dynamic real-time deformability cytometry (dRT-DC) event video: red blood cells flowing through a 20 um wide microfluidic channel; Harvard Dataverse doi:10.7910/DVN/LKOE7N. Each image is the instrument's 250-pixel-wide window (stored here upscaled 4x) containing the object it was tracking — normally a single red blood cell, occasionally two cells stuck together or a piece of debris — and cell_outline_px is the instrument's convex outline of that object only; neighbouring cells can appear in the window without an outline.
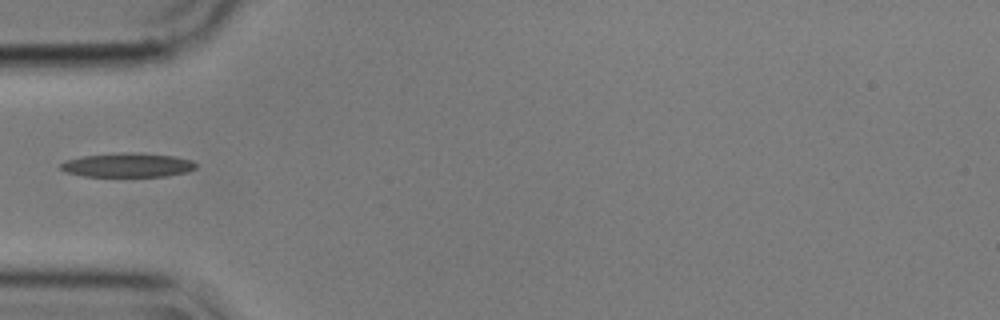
{"species": "common noctule bat (a hibernating species)", "species_latin": "Nyctalus noctula", "temperature_condition": "cold", "stored_images_in_passage": 19, "camera_frame_rate_fps": 3000, "um_per_image_px": 0.085, "animal": {"sex": "male", "body_mass_g": 17.9}, "frame": {"image": 1, "passage_image": 1, "time_ms": 0.0, "image_size_px": [1000, 320], "cell_outline_px": [[196, 168], [188, 172], [168, 176], [84, 176], [64, 172], [60, 168], [60, 164], [68, 160], [84, 156], [128, 152], [172, 156], [192, 160], [196, 164]], "centroid_in_image_um": [10.87, 14.04], "position_along_channel_um": 74.1, "area_um2": 18.79}}
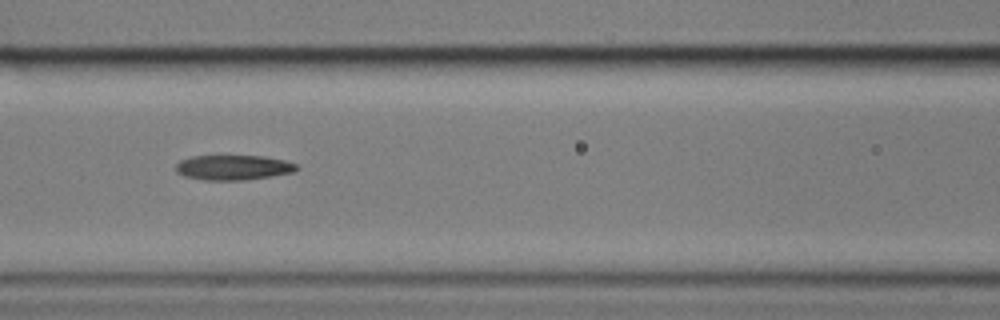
{"frame": {"image": 2, "passage_image": 7, "time_ms": 2.0, "image_size_px": [1000, 320], "cell_outline_px": [[300, 168], [292, 172], [244, 180], [204, 180], [184, 176], [176, 172], [176, 164], [180, 160], [192, 156], [264, 156], [284, 160], [296, 164]], "centroid_in_image_um": [19.8, 14.23], "position_along_channel_um": 146.8, "area_um2": 17.46}}
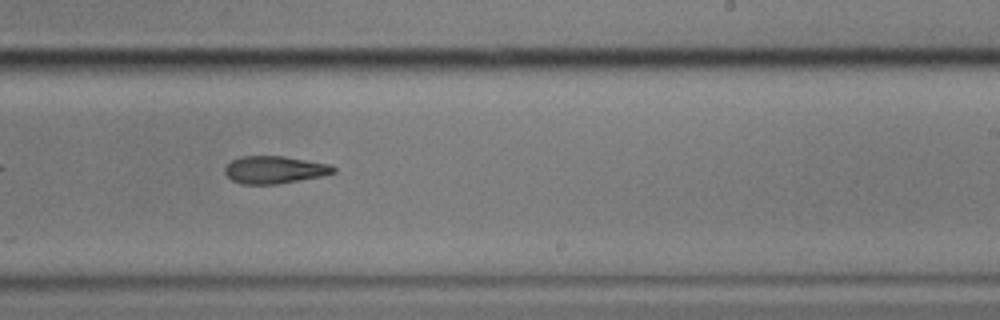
{"frame": {"image": 3, "passage_image": 17, "time_ms": 5.333, "image_size_px": [1000, 320], "cell_outline_px": [[336, 172], [320, 176], [276, 184], [240, 184], [232, 180], [224, 172], [224, 168], [232, 160], [240, 156], [284, 156], [328, 164], [336, 168]], "centroid_in_image_um": [23.3, 14.42], "position_along_channel_um": 265.7, "area_um2": 17.22}}